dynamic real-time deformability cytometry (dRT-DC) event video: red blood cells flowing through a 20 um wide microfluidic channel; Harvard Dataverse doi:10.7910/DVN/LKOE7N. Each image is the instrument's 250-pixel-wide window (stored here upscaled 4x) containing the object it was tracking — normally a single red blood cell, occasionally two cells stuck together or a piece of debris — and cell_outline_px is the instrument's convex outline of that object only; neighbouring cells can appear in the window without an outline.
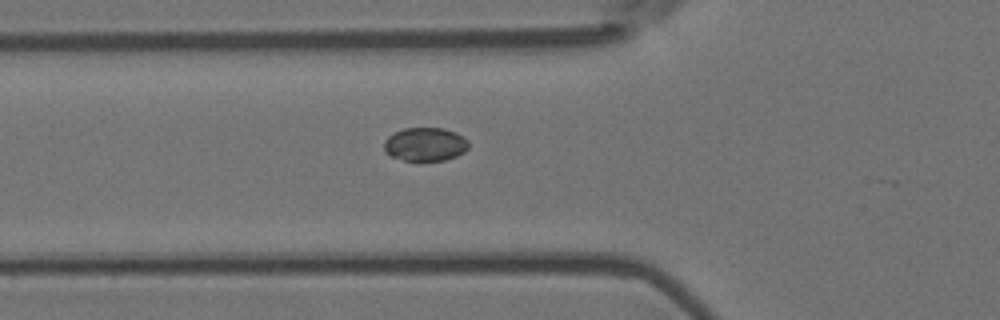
{"species": "Egyptian fruit bat (a non-hibernating species)", "species_latin": "Rousettus aegyptiacus", "temperature_condition": "room temperature", "stored_images_in_passage": 32, "camera_frame_rate_fps": 3000, "um_per_image_px": 0.085, "animal": {"sex": "female"}, "frame": {"image": 1, "passage_image": 2, "time_ms": 0.333, "image_size_px": [1000, 320], "cell_outline_px": [[468, 148], [464, 152], [456, 156], [444, 160], [404, 160], [392, 156], [384, 148], [384, 140], [388, 136], [404, 128], [444, 128], [456, 132], [468, 140]], "centroid_in_image_um": [36.17, 12.25], "position_along_channel_um": 89.6, "area_um2": 16.36}}
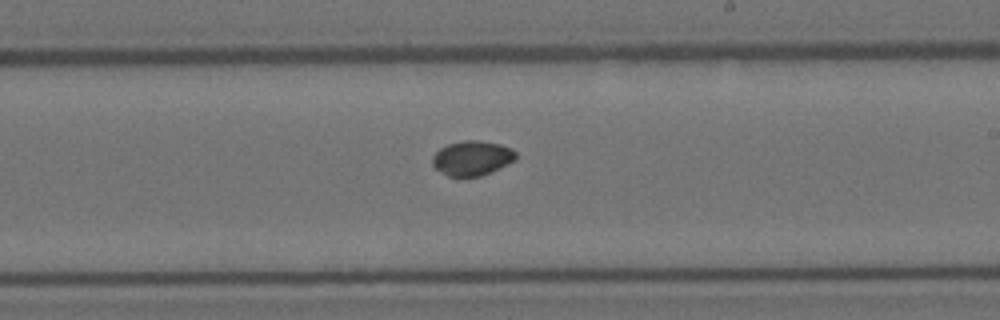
{"frame": {"image": 2, "passage_image": 15, "time_ms": 4.667, "image_size_px": [1000, 320], "cell_outline_px": [[516, 160], [492, 172], [480, 176], [464, 180], [448, 176], [436, 168], [432, 164], [432, 156], [440, 148], [448, 144], [464, 140], [480, 140], [500, 144], [512, 148], [516, 152]], "centroid_in_image_um": [40.13, 13.47], "position_along_channel_um": 248.9, "area_um2": 17.4}}
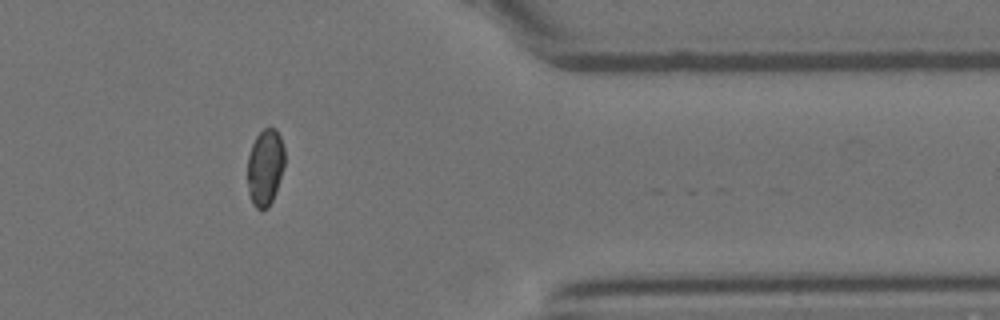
{"frame": {"image": 3, "passage_image": 28, "time_ms": 9.0, "image_size_px": [1000, 320], "cell_outline_px": [[284, 164], [276, 192], [268, 208], [256, 208], [252, 204], [248, 192], [248, 156], [252, 144], [256, 136], [264, 128], [276, 128], [280, 136], [284, 148]], "centroid_in_image_um": [22.53, 14.21], "position_along_channel_um": 388.9, "area_um2": 16.53}}